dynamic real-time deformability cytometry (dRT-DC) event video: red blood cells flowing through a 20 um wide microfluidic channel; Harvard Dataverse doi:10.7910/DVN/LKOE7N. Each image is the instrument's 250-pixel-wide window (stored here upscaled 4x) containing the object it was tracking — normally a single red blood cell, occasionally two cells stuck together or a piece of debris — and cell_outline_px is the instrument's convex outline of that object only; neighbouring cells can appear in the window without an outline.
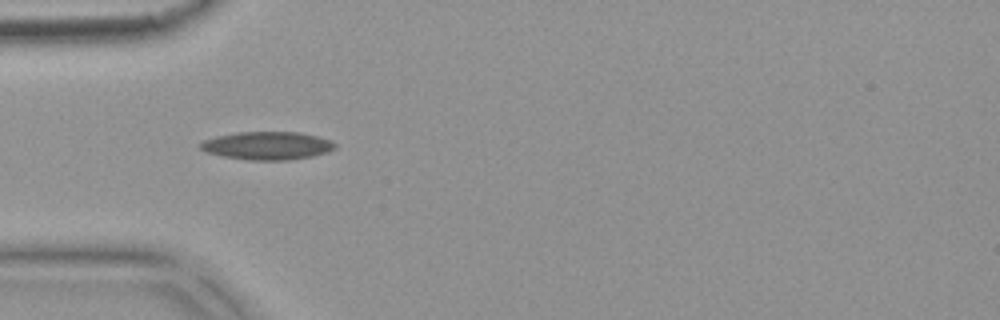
{"species": "common noctule bat (a hibernating species)", "species_latin": "Nyctalus noctula", "temperature_condition": "warm", "stored_images_in_passage": 6, "camera_frame_rate_fps": 3000, "um_per_image_px": 0.085, "animal": {"sex": "female", "body_mass_g": 18.4}, "frame": {"image": 1, "passage_image": 3, "time_ms": 0.667, "image_size_px": [1000, 320], "cell_outline_px": [[336, 148], [328, 152], [312, 156], [288, 160], [248, 160], [220, 156], [204, 152], [200, 148], [200, 144], [204, 140], [216, 136], [236, 132], [300, 132], [332, 140], [336, 144]], "centroid_in_image_um": [22.71, 12.38], "position_along_channel_um": 62.3, "area_um2": 22.2}}
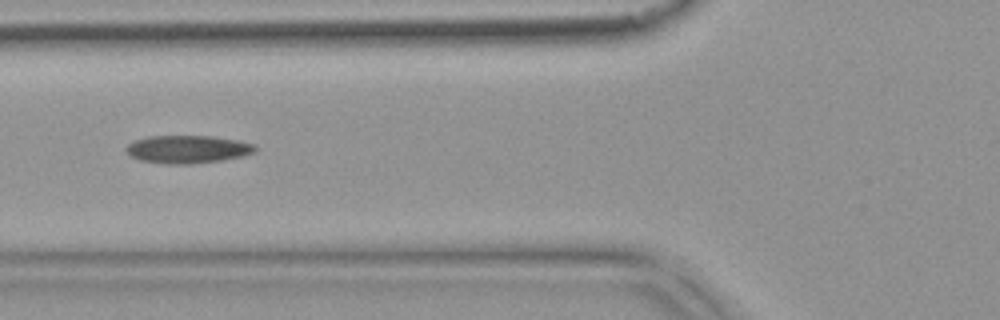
{"frame": {"image": 2, "passage_image": 4, "time_ms": 1.0, "image_size_px": [1000, 320], "cell_outline_px": [[256, 152], [244, 156], [224, 160], [192, 164], [164, 164], [140, 160], [128, 156], [124, 148], [128, 144], [136, 140], [148, 136], [212, 136], [240, 140], [256, 144]], "centroid_in_image_um": [15.97, 12.69], "position_along_channel_um": 109.8, "area_um2": 21.39}}